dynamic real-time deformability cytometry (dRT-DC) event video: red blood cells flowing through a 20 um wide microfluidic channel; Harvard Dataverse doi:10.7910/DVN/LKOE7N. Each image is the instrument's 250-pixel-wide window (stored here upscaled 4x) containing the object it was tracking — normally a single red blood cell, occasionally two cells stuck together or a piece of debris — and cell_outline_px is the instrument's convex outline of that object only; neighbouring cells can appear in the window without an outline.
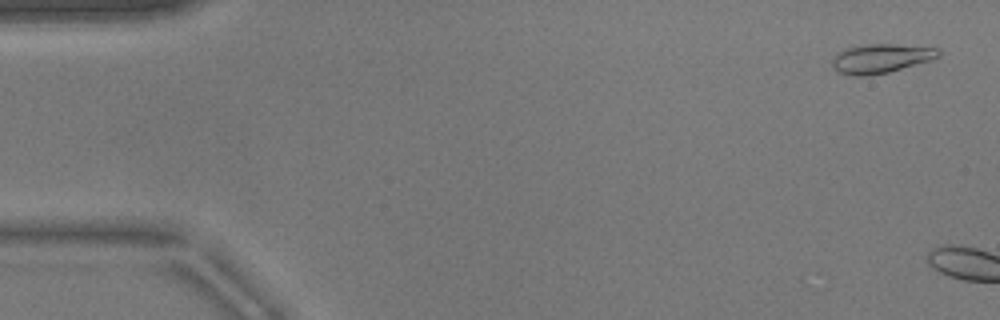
{"species": "common noctule bat (a hibernating species)", "species_latin": "Nyctalus noctula", "temperature_condition": "warm", "stored_images_in_passage": 5, "camera_frame_rate_fps": 3000, "um_per_image_px": 0.085, "animal": {"sex": "male", "body_mass_g": 17.9}, "frame": {"image": 1, "passage_image": 2, "time_ms": 0.333, "image_size_px": [1000, 320], "cell_outline_px": [[940, 56], [932, 60], [888, 72], [868, 76], [852, 76], [840, 72], [832, 64], [832, 60], [840, 52], [848, 48], [868, 44], [896, 44], [940, 48]], "centroid_in_image_um": [74.95, 4.97], "position_along_channel_um": 10.1, "area_um2": 17.86}}